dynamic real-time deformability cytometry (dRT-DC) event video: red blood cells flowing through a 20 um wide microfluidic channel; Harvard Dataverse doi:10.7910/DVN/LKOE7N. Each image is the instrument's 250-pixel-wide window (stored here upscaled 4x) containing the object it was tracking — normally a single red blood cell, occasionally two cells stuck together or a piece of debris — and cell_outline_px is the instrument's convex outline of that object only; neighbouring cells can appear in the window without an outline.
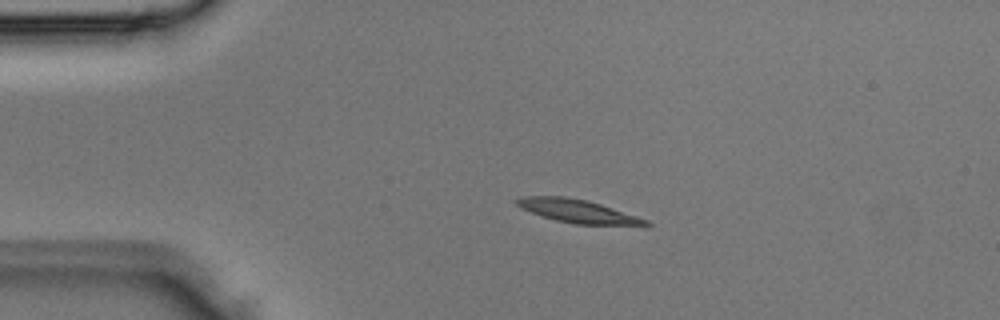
{"species": "Egyptian fruit bat (a non-hibernating species)", "species_latin": "Rousettus aegyptiacus", "temperature_condition": "room temperature", "stored_images_in_passage": 2, "camera_frame_rate_fps": 3000, "um_per_image_px": 0.085, "animal": {"sex": "male"}, "frame": {"image": 1, "passage_image": 2, "time_ms": 0.333, "image_size_px": [1000, 320], "cell_outline_px": [[652, 224], [576, 224], [556, 220], [520, 208], [512, 200], [524, 196], [564, 196], [584, 200], [600, 204], [648, 220]], "centroid_in_image_um": [48.99, 17.92], "position_along_channel_um": 36.0, "area_um2": 16.82}}